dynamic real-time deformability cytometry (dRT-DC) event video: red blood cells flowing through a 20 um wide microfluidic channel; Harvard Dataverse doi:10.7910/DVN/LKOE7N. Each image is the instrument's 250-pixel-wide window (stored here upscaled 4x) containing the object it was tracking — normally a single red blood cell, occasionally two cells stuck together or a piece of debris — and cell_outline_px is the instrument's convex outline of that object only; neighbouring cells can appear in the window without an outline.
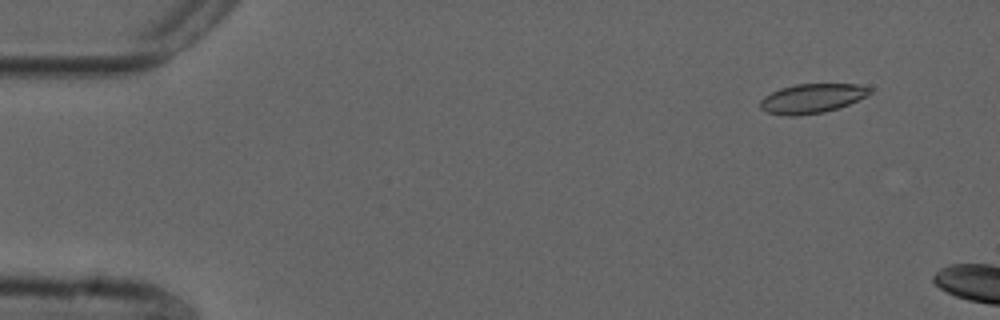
{"species": "common noctule bat (a hibernating species)", "species_latin": "Nyctalus noctula", "temperature_condition": "cold", "stored_images_in_passage": 11, "camera_frame_rate_fps": 3000, "um_per_image_px": 0.085, "animal": {"sex": "male", "forearm_length_mm": 52.5}, "frame": {"image": 1, "passage_image": 1, "time_ms": 0.0, "image_size_px": [1000, 320], "cell_outline_px": [[872, 92], [868, 96], [848, 104], [824, 112], [796, 116], [788, 116], [768, 112], [760, 108], [760, 100], [764, 96], [780, 88], [796, 84], [856, 84], [872, 88]], "centroid_in_image_um": [69.02, 8.36], "position_along_channel_um": 16.0, "area_um2": 18.73}}